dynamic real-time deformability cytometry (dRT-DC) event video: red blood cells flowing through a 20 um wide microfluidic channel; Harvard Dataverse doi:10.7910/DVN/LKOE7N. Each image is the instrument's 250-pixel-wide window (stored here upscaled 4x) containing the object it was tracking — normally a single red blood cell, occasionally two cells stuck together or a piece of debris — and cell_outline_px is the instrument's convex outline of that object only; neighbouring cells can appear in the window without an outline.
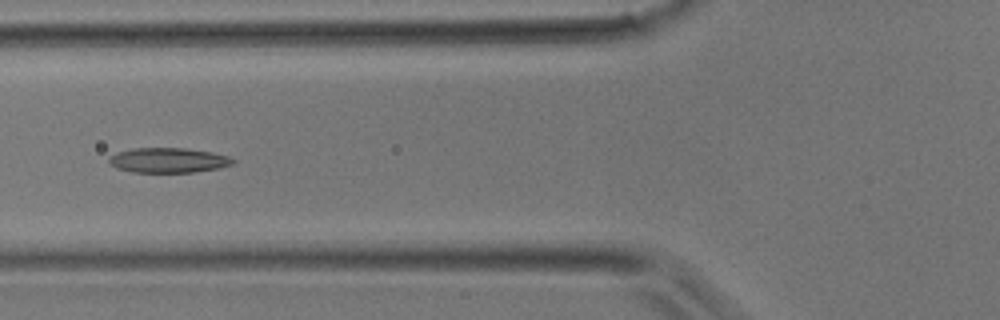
{"species": "common noctule bat (a hibernating species)", "species_latin": "Nyctalus noctula", "temperature_condition": "room temperature", "stored_images_in_passage": 5, "camera_frame_rate_fps": 3000, "um_per_image_px": 0.085, "animal": {"sex": "male", "body_mass_g": 17.9}, "frame": {"image": 1, "passage_image": 5, "time_ms": 4.333, "image_size_px": [1000, 320], "cell_outline_px": [[236, 160], [232, 164], [220, 168], [192, 172], [132, 172], [116, 168], [108, 164], [108, 156], [116, 152], [132, 148], [184, 148], [212, 152], [228, 156]], "centroid_in_image_um": [14.26, 13.62], "position_along_channel_um": 111.5, "area_um2": 18.15}}